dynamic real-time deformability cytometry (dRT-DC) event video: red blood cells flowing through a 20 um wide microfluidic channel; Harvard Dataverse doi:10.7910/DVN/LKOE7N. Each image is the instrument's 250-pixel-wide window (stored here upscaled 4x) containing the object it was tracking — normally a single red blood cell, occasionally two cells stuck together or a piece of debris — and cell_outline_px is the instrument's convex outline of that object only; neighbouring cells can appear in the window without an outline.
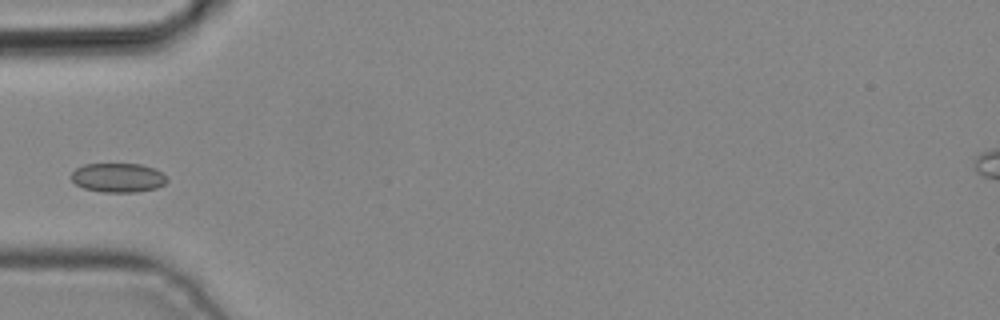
{"species": "common noctule bat (a hibernating species)", "species_latin": "Nyctalus noctula", "temperature_condition": "cold", "stored_images_in_passage": 2, "camera_frame_rate_fps": 3000, "um_per_image_px": 0.085, "animal": {"sex": "male", "body_mass_g": 19.2, "forearm_length_mm": 51.8}, "frame": {"image": 1, "passage_image": 2, "time_ms": 0.333, "image_size_px": [1000, 320], "cell_outline_px": [[168, 180], [164, 184], [156, 188], [136, 192], [100, 192], [84, 188], [76, 184], [72, 180], [72, 172], [76, 168], [84, 164], [140, 164], [156, 168]], "centroid_in_image_um": [10.03, 15.1], "position_along_channel_um": 75.0, "area_um2": 16.24}}